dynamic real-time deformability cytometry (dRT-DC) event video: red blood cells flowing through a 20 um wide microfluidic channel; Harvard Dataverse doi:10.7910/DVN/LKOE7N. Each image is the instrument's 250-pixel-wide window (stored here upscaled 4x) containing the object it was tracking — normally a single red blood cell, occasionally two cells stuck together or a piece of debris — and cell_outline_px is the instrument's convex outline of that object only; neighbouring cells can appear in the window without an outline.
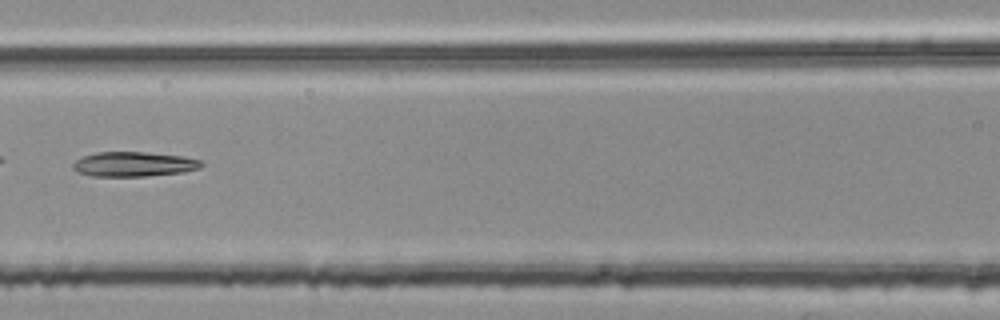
{"species": "common noctule bat (a hibernating species)", "species_latin": "Nyctalus noctula", "temperature_condition": "room temperature", "stored_images_in_passage": 4, "camera_frame_rate_fps": 3000, "um_per_image_px": 0.085, "animal": {"sex": "female", "body_mass_g": 25.1}, "frame": {"image": 1, "passage_image": 4, "time_ms": 1.0, "image_size_px": [1000, 320], "cell_outline_px": [[204, 164], [200, 168], [180, 172], [148, 176], [92, 176], [76, 172], [72, 168], [72, 164], [76, 160], [84, 156], [96, 152], [148, 152], [184, 156], [200, 160]], "centroid_in_image_um": [11.36, 13.95], "position_along_channel_um": 155.2, "area_um2": 18.55}}